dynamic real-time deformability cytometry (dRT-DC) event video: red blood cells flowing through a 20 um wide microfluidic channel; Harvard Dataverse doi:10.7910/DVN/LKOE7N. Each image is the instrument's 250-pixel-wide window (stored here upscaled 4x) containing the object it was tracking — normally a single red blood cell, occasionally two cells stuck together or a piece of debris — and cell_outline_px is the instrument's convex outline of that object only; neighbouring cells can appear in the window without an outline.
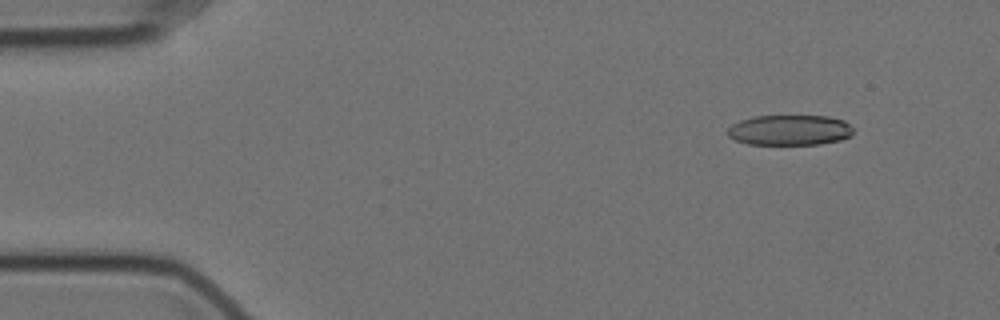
{"species": "Egyptian fruit bat (a non-hibernating species)", "species_latin": "Rousettus aegyptiacus", "temperature_condition": "cold", "stored_images_in_passage": 12, "camera_frame_rate_fps": 3000, "um_per_image_px": 0.085, "animal": {"sex": "female"}, "frame": {"image": 1, "passage_image": 6, "time_ms": 1.667, "image_size_px": [1000, 320], "cell_outline_px": [[844, 136], [832, 140], [808, 144], [760, 144], [748, 140], [772, 116], [816, 116], [836, 120], [844, 124]], "centroid_in_image_um": [67.84, 11.09], "position_along_channel_um": 17.2, "area_um2": 15.66}}